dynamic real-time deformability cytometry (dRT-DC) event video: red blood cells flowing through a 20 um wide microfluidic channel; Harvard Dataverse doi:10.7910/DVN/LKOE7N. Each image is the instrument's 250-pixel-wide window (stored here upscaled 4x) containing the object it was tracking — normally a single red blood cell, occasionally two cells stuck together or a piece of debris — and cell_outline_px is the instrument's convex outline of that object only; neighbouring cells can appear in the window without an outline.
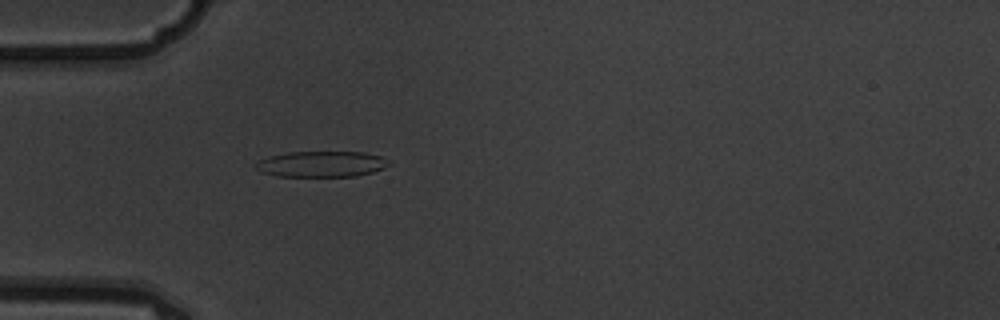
{"species": "common noctule bat (a hibernating species)", "species_latin": "Nyctalus noctula", "temperature_condition": "warm", "stored_images_in_passage": 1, "camera_frame_rate_fps": 3000, "um_per_image_px": 0.085, "animal": {"sex": "male", "body_mass_g": 19.5, "forearm_length_mm": 54.6}, "frame": {"image": 1, "passage_image": 1, "time_ms": 0.0, "image_size_px": [1000, 320], "cell_outline_px": [[392, 164], [384, 168], [372, 172], [356, 176], [276, 176], [260, 172], [256, 168], [256, 164], [260, 160], [268, 156], [288, 152], [364, 152], [380, 156], [392, 160]], "centroid_in_image_um": [27.37, 13.94], "position_along_channel_um": 57.6, "area_um2": 20.17}}